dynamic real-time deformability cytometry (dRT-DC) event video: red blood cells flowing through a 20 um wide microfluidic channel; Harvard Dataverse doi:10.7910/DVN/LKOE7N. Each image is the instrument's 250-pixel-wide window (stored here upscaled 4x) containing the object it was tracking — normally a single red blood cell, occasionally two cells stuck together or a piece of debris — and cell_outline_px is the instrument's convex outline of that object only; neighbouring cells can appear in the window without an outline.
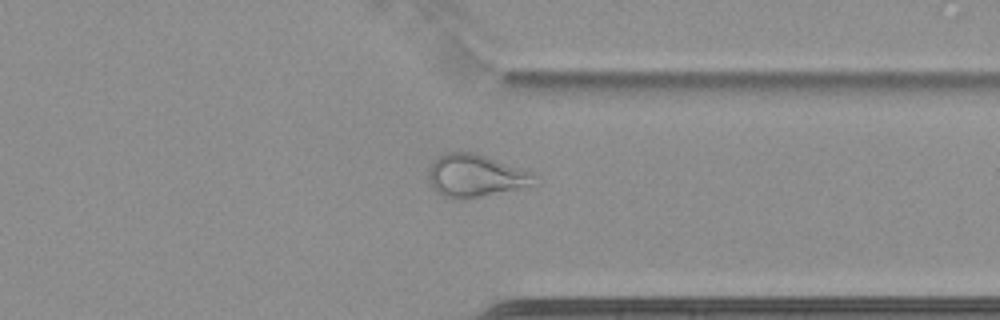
{"species": "common noctule bat (a hibernating species)", "species_latin": "Nyctalus noctula", "temperature_condition": "cold", "stored_images_in_passage": 56, "camera_frame_rate_fps": 3000, "um_per_image_px": 0.085, "animal": {"sex": "female", "body_mass_g": 22.7, "forearm_length_mm": 54.2}, "frame": {"image": 1, "passage_image": 43, "time_ms": 14.0, "image_size_px": [1000, 320], "cell_outline_px": [[532, 184], [468, 200], [456, 200], [444, 196], [436, 192], [432, 188], [428, 176], [428, 172], [432, 164], [440, 156], [448, 152], [472, 152], [532, 172]], "centroid_in_image_um": [40.32, 14.96], "position_along_channel_um": 371.1, "area_um2": 25.66}}
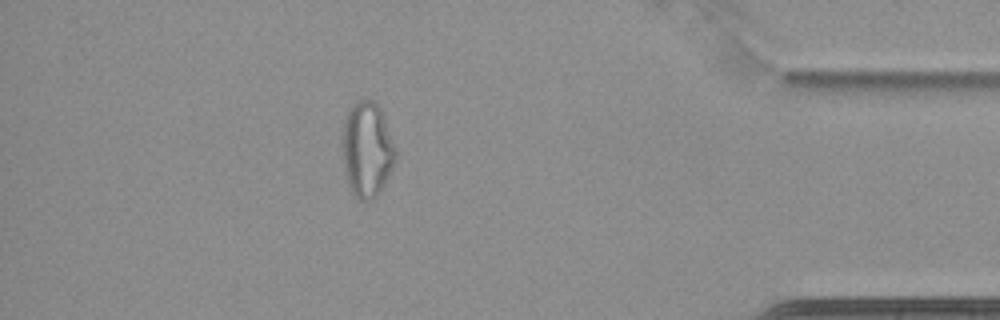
{"frame": {"image": 2, "passage_image": 49, "time_ms": 16.0, "image_size_px": [1000, 320], "cell_outline_px": [[396, 160], [388, 176], [372, 200], [360, 200], [352, 192], [348, 184], [344, 172], [340, 144], [340, 128], [344, 116], [348, 108], [356, 100], [364, 96], [372, 100], [380, 108], [396, 148]], "centroid_in_image_um": [31.12, 12.62], "position_along_channel_um": 404.1, "area_um2": 30.35}, "authors_computed_cell_mechanics": {"area_um2": 28.5821, "velocity_mm_per_s": 3.4832, "shape_relaxation_time_tau1_ms": null, "shape_relaxation_time_tau2_ms": 2.1068, "deformation_change_tau1": null, "deformation_change_tau2": 0.0888}}